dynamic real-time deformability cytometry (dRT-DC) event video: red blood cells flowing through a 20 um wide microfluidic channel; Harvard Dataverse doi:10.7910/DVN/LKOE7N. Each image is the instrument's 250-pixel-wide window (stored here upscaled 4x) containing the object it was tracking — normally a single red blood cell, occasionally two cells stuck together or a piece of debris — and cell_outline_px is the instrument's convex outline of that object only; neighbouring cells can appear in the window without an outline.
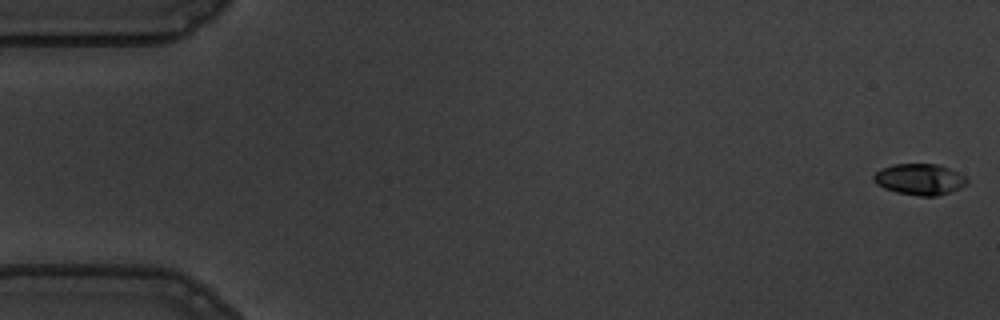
{"species": "common noctule bat (a hibernating species)", "species_latin": "Nyctalus noctula", "temperature_condition": "warm", "stored_images_in_passage": 57, "camera_frame_rate_fps": 3000, "um_per_image_px": 0.085, "animal": {"sex": "male", "body_mass_g": 19.5, "forearm_length_mm": 54.6}, "frame": {"image": 1, "passage_image": 1, "time_ms": 0.0, "image_size_px": [1000, 320], "cell_outline_px": [[968, 184], [960, 188], [936, 196], [920, 196], [896, 192], [884, 188], [876, 184], [872, 180], [872, 176], [880, 168], [892, 164], [936, 164], [948, 168], [964, 176], [968, 180]], "centroid_in_image_um": [78.13, 15.24], "position_along_channel_um": 6.9, "area_um2": 16.94}}
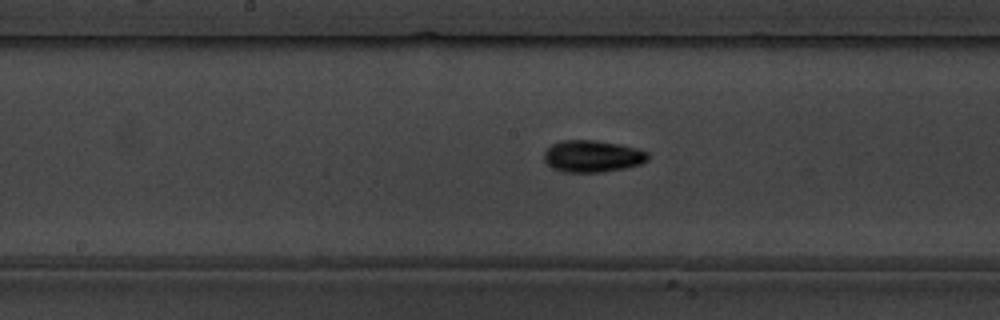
{"frame": {"image": 2, "passage_image": 29, "time_ms": 9.333, "image_size_px": [1000, 320], "cell_outline_px": [[648, 160], [640, 164], [624, 168], [600, 172], [564, 172], [552, 168], [544, 160], [544, 152], [552, 144], [560, 140], [596, 140], [620, 144], [636, 148], [648, 152]], "centroid_in_image_um": [50.34, 13.27], "position_along_channel_um": 197.9, "area_um2": 19.31}}
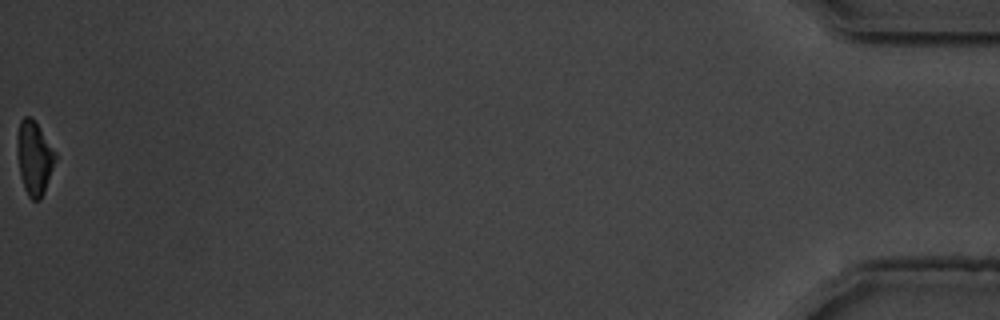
{"frame": {"image": 3, "passage_image": 57, "time_ms": 18.667, "image_size_px": [1000, 320], "cell_outline_px": [[56, 156], [44, 192], [40, 200], [32, 200], [28, 196], [24, 188], [20, 176], [16, 152], [16, 136], [20, 120], [24, 116], [32, 116], [56, 152]], "centroid_in_image_um": [2.87, 13.38], "position_along_channel_um": 432.3, "area_um2": 16.53}, "authors_computed_cell_mechanics": {"area_um2": 17.2244, "velocity_mm_per_s": 3.5869, "shape_relaxation_time_tau1_ms": 2.9954, "shape_relaxation_time_tau2_ms": 3.8675, "deformation_change_tau1": 0.1365, "deformation_change_tau2": 0.0702}}